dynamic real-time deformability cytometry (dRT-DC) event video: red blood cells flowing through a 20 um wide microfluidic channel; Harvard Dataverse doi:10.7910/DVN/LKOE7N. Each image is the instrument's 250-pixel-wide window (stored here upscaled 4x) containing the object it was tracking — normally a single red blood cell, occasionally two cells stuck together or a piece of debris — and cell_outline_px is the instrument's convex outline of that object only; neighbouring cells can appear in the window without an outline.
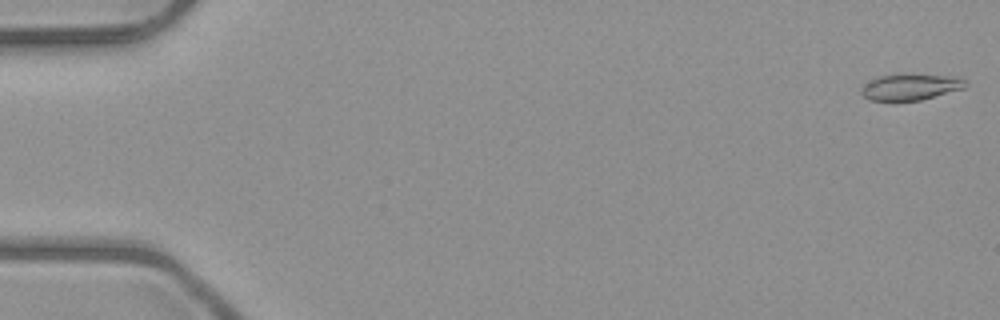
{"species": "common noctule bat (a hibernating species)", "species_latin": "Nyctalus noctula", "temperature_condition": "room temperature", "stored_images_in_passage": 8, "camera_frame_rate_fps": 3000, "um_per_image_px": 0.085, "animal": {"sex": "male", "body_mass_g": 23.1, "forearm_length_mm": 52.7}, "frame": {"image": 1, "passage_image": 1, "time_ms": 0.0, "image_size_px": [1000, 320], "cell_outline_px": [[968, 84], [964, 88], [920, 100], [896, 104], [868, 100], [860, 92], [860, 88], [872, 80], [880, 76], [900, 72], [944, 76], [964, 80]], "centroid_in_image_um": [77.28, 7.43], "position_along_channel_um": 7.7, "area_um2": 16.59}}
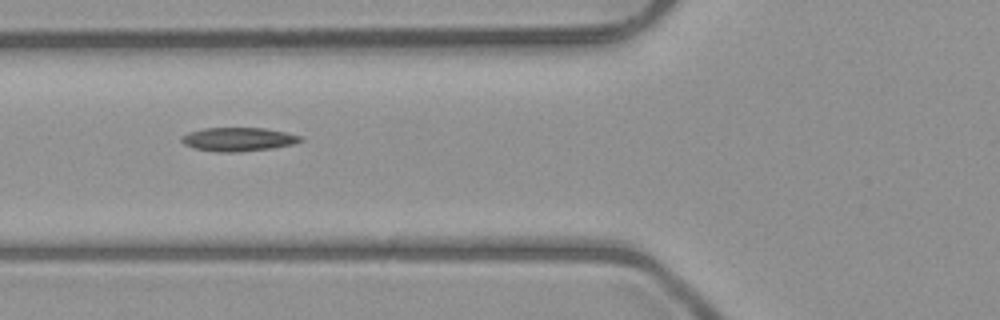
{"frame": {"image": 2, "passage_image": 6, "time_ms": 6.333, "image_size_px": [1000, 320], "cell_outline_px": [[304, 140], [292, 144], [272, 148], [240, 152], [216, 152], [196, 148], [184, 144], [180, 140], [188, 132], [204, 128], [264, 128], [284, 132], [300, 136]], "centroid_in_image_um": [20.25, 11.84], "position_along_channel_um": 105.6, "area_um2": 16.24}}
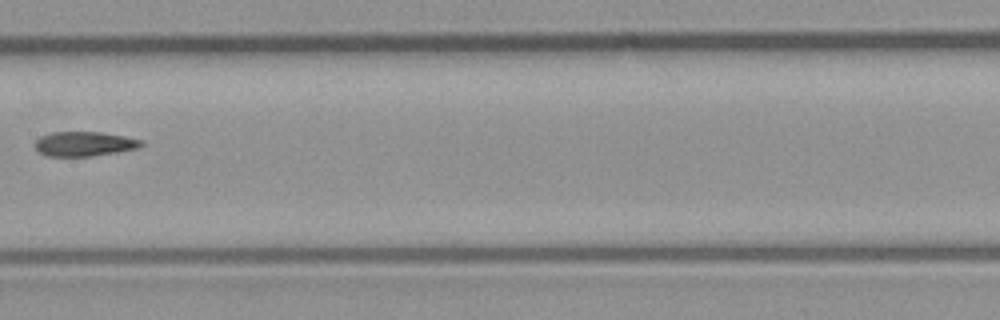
{"frame": {"image": 3, "passage_image": 8, "time_ms": 8.667, "image_size_px": [1000, 320], "cell_outline_px": [[144, 144], [140, 148], [92, 156], [44, 156], [32, 144], [40, 136], [52, 132], [100, 132], [124, 136], [144, 140]], "centroid_in_image_um": [7.16, 12.23], "position_along_channel_um": 200.2, "area_um2": 15.37}}